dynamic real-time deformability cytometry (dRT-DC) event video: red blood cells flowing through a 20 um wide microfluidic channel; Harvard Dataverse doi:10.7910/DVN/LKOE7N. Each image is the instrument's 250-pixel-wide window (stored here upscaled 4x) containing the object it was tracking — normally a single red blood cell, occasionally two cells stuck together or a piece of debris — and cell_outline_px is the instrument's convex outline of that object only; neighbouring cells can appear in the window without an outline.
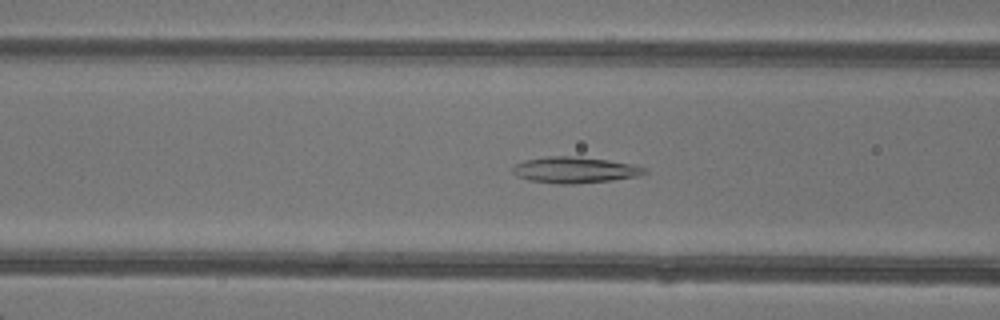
{"species": "common noctule bat (a hibernating species)", "species_latin": "Nyctalus noctula", "temperature_condition": "warm", "stored_images_in_passage": 33, "camera_frame_rate_fps": 3000, "um_per_image_px": 0.085, "animal": {"sex": "female"}, "frame": {"image": 1, "passage_image": 5, "time_ms": 1.333, "image_size_px": [1000, 320], "cell_outline_px": [[648, 172], [640, 176], [612, 180], [576, 184], [556, 184], [528, 180], [516, 176], [512, 172], [512, 168], [516, 164], [524, 160], [544, 156], [568, 156], [608, 160], [632, 164], [648, 168]], "centroid_in_image_um": [48.86, 14.45], "position_along_channel_um": 117.7, "area_um2": 20.29}}
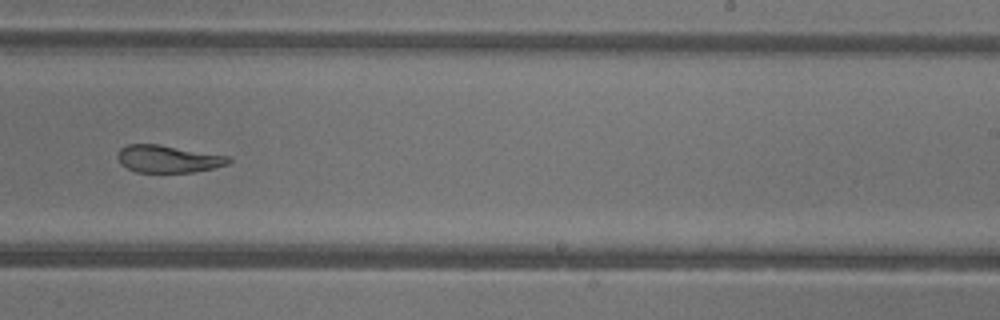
{"frame": {"image": 2, "passage_image": 16, "time_ms": 5.0, "image_size_px": [1000, 320], "cell_outline_px": [[232, 160], [228, 164], [212, 168], [192, 172], [136, 172], [120, 164], [116, 156], [116, 152], [120, 148], [128, 144], [160, 144], [228, 156]], "centroid_in_image_um": [14.24, 13.5], "position_along_channel_um": 274.8, "area_um2": 17.74}}
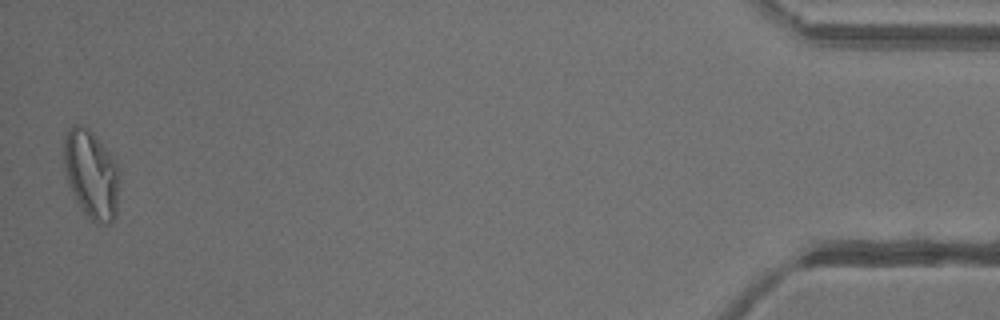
{"frame": {"image": 3, "passage_image": 33, "time_ms": 10.667, "image_size_px": [1000, 320], "cell_outline_px": [[120, 168], [116, 216], [108, 224], [96, 224], [80, 208], [68, 184], [64, 172], [64, 140], [68, 128], [72, 124], [80, 124], [88, 128], [92, 132], [116, 160]], "centroid_in_image_um": [7.77, 14.81], "position_along_channel_um": 427.4, "area_um2": 29.02}, "authors_computed_cell_mechanics": {"area_um2": 19.363, "velocity_mm_per_s": 4.2826, "shape_relaxation_time_tau1_ms": null, "shape_relaxation_time_tau2_ms": 2.715, "deformation_change_tau1": null, "deformation_change_tau2": 0.097}}